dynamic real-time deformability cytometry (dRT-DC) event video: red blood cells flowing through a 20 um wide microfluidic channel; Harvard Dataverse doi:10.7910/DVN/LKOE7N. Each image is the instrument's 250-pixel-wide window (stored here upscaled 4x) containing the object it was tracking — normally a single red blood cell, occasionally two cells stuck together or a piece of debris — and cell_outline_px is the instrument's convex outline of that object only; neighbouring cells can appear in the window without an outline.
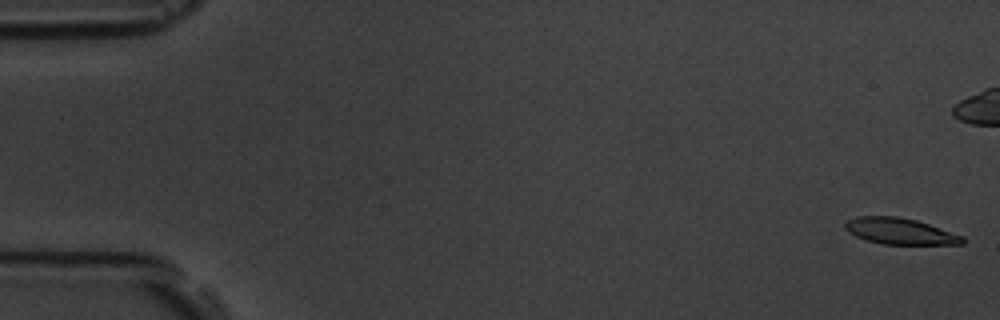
{"species": "common noctule bat (a hibernating species)", "species_latin": "Nyctalus noctula", "temperature_condition": "room temperature", "stored_images_in_passage": 15, "camera_frame_rate_fps": 3000, "um_per_image_px": 0.085, "animal": {"sex": "male", "body_mass_g": 19.5, "forearm_length_mm": 54.6}, "frame": {"image": 1, "passage_image": 1, "time_ms": 0.0, "image_size_px": [1000, 320], "cell_outline_px": [[964, 244], [880, 244], [856, 236], [848, 232], [844, 228], [844, 224], [848, 220], [856, 216], [896, 216], [916, 220], [964, 236]], "centroid_in_image_um": [76.48, 19.65], "position_along_channel_um": 8.5, "area_um2": 17.86}}